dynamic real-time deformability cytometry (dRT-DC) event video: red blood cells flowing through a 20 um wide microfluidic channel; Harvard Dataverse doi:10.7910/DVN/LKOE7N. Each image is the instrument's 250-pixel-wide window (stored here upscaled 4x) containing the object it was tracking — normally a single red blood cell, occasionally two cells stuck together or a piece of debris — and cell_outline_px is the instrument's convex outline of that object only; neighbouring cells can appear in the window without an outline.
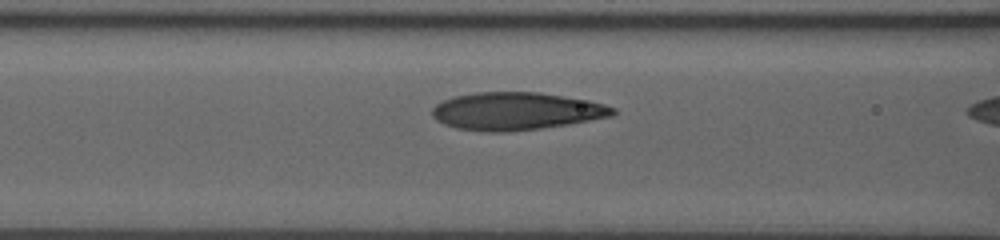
{"species": "human", "species_latin": "Homo sapiens", "temperature_condition": "room temperature", "stored_images_in_passage": 7, "camera_frame_rate_fps": 3000, "um_per_image_px": 0.085, "donor": {"sex": "male"}, "frame": {"image": 1, "passage_image": 6, "time_ms": 2.333, "image_size_px": [1000, 240], "cell_outline_px": [[616, 112], [612, 116], [568, 124], [540, 128], [504, 132], [488, 132], [456, 128], [444, 124], [436, 120], [432, 116], [432, 108], [436, 104], [452, 96], [476, 92], [540, 92], [588, 100], [604, 104], [616, 108]], "centroid_in_image_um": [43.86, 9.44], "position_along_channel_um": 122.7, "area_um2": 39.71}}